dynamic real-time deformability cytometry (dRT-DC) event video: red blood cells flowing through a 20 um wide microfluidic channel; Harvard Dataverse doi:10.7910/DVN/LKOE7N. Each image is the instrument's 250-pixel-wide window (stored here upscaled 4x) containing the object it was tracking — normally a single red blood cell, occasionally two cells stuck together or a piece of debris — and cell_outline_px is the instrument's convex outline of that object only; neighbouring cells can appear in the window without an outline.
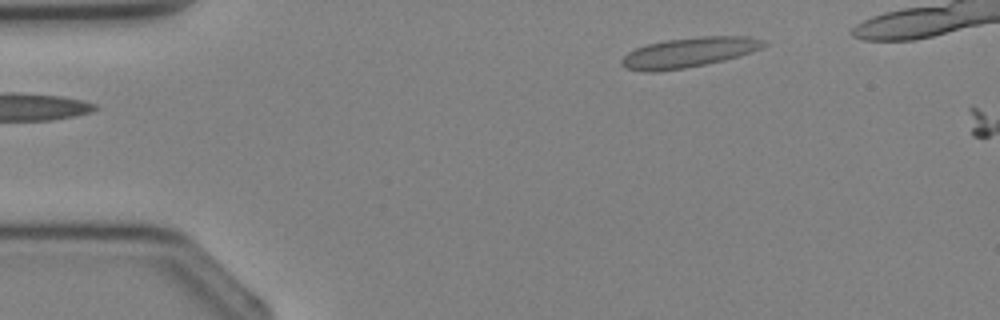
{"species": "Egyptian fruit bat (a non-hibernating species)", "species_latin": "Rousettus aegyptiacus", "temperature_condition": "cold", "stored_images_in_passage": 2, "camera_frame_rate_fps": 3000, "um_per_image_px": 0.085, "animal": {"sex": "female"}, "frame": {"image": 1, "passage_image": 1, "time_ms": 0.0, "image_size_px": [1000, 320], "cell_outline_px": [[768, 44], [752, 52], [740, 56], [724, 60], [684, 68], [656, 72], [644, 72], [624, 68], [620, 64], [620, 60], [628, 52], [636, 48], [648, 44], [664, 40], [700, 36], [748, 36], [764, 40]], "centroid_in_image_um": [58.53, 4.46], "position_along_channel_um": 26.5, "area_um2": 24.91}}